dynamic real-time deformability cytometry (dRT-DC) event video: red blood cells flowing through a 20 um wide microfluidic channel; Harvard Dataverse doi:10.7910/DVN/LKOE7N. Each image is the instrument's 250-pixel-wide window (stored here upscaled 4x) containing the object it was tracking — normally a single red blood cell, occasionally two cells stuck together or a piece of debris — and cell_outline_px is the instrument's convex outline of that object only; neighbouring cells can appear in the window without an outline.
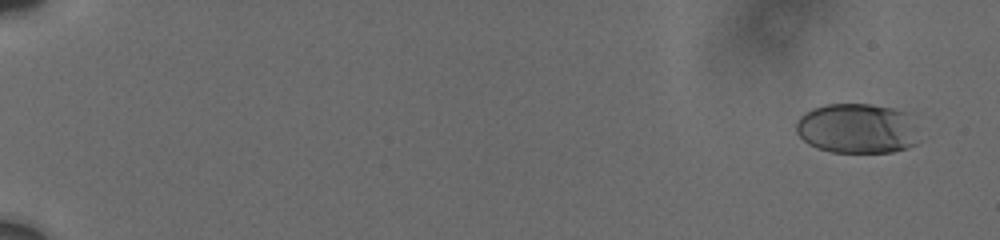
{"species": "human", "species_latin": "Homo sapiens", "temperature_condition": "cold", "stored_images_in_passage": 8, "camera_frame_rate_fps": 3000, "um_per_image_px": 0.085, "donor": {"sex": "male"}, "frame": {"image": 1, "passage_image": 1, "time_ms": 0.0, "image_size_px": [1000, 240], "cell_outline_px": [[916, 144], [908, 148], [892, 152], [832, 152], [808, 144], [796, 132], [796, 120], [804, 112], [812, 108], [824, 104], [868, 104], [892, 108], [904, 112]], "centroid_in_image_um": [72.71, 10.92], "position_along_channel_um": 12.3, "area_um2": 34.97}}